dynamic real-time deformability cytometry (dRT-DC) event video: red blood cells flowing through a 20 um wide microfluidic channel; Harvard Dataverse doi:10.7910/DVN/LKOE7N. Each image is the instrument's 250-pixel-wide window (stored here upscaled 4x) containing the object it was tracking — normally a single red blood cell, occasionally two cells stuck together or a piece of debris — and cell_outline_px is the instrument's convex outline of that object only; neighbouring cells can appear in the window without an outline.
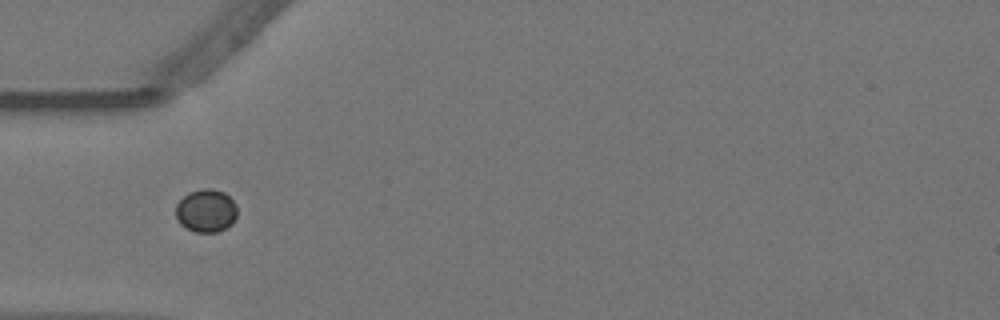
{"species": "Egyptian fruit bat (a non-hibernating species)", "species_latin": "Rousettus aegyptiacus", "temperature_condition": "warm", "stored_images_in_passage": 22, "camera_frame_rate_fps": 3000, "um_per_image_px": 0.085, "animal": {"sex": "female"}, "frame": {"image": 1, "passage_image": 1, "time_ms": 0.0, "image_size_px": [1000, 320], "cell_outline_px": [[236, 216], [232, 224], [216, 232], [196, 232], [180, 224], [176, 216], [176, 204], [188, 192], [200, 188], [212, 188], [224, 192], [236, 204]], "centroid_in_image_um": [17.51, 17.89], "position_along_channel_um": 67.5, "area_um2": 15.37}}